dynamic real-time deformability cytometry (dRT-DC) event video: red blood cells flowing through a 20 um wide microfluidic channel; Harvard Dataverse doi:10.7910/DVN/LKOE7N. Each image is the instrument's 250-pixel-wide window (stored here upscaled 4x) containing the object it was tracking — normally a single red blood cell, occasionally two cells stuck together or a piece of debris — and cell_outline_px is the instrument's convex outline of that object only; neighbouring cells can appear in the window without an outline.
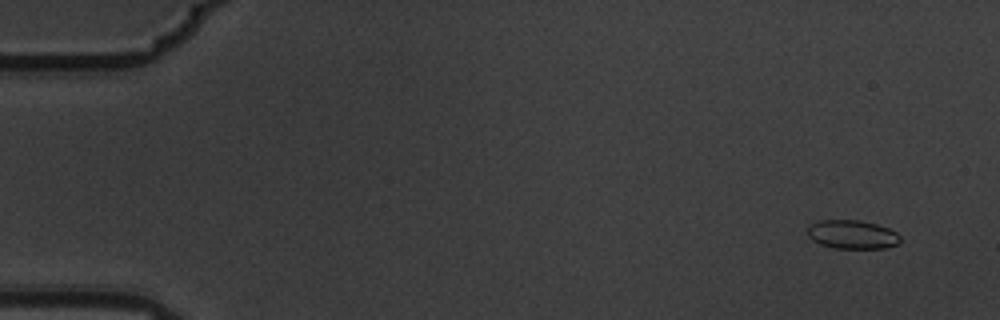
{"species": "common noctule bat (a hibernating species)", "species_latin": "Nyctalus noctula", "temperature_condition": "warm", "stored_images_in_passage": 4, "camera_frame_rate_fps": 3000, "um_per_image_px": 0.085, "animal": {"sex": "male", "body_mass_g": 19.5, "forearm_length_mm": 54.6}, "frame": {"image": 1, "passage_image": 1, "time_ms": 0.0, "image_size_px": [1000, 320], "cell_outline_px": [[900, 240], [896, 244], [884, 248], [836, 248], [820, 244], [812, 240], [808, 236], [808, 228], [812, 224], [820, 220], [860, 220], [876, 224], [888, 228], [896, 232], [900, 236]], "centroid_in_image_um": [72.43, 19.93], "position_along_channel_um": 12.6, "area_um2": 15.37}}